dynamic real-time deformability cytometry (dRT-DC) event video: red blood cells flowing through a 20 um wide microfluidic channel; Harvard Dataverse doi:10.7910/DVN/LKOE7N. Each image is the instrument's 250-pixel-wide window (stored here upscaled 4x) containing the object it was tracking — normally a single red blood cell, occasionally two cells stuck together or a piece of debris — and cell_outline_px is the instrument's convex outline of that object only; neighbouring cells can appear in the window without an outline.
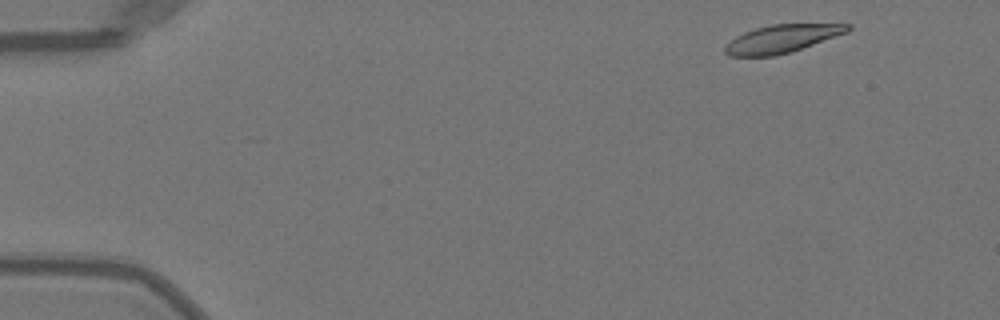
{"species": "Egyptian fruit bat (a non-hibernating species)", "species_latin": "Rousettus aegyptiacus", "temperature_condition": "warm", "stored_images_in_passage": 48, "camera_frame_rate_fps": 3000, "um_per_image_px": 0.085, "animal": {"sex": "female"}, "frame": {"image": 1, "passage_image": 2, "time_ms": 0.333, "image_size_px": [1000, 320], "cell_outline_px": [[852, 28], [848, 32], [776, 56], [728, 56], [724, 52], [724, 48], [736, 36], [744, 32], [756, 28], [772, 24], [852, 24]], "centroid_in_image_um": [66.45, 3.29], "position_along_channel_um": 18.5, "area_um2": 19.65}}
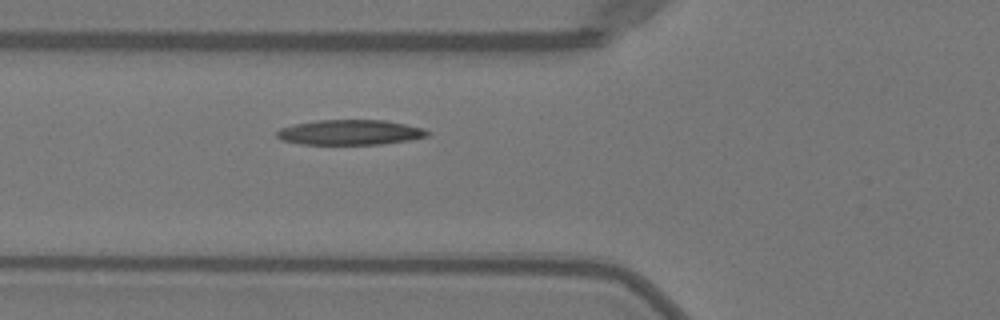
{"frame": {"image": 2, "passage_image": 16, "time_ms": 5.0, "image_size_px": [1000, 320], "cell_outline_px": [[432, 132], [428, 136], [408, 140], [380, 144], [300, 144], [280, 140], [276, 136], [276, 132], [280, 128], [296, 124], [316, 120], [384, 120], [424, 128]], "centroid_in_image_um": [29.75, 11.25], "position_along_channel_um": 96.1, "area_um2": 22.02}}
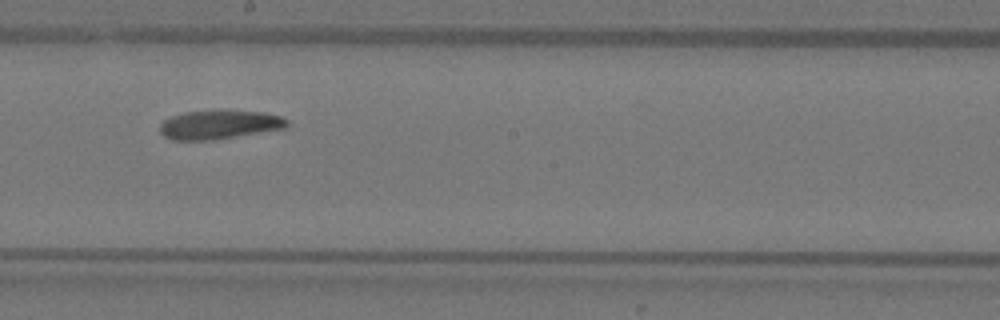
{"frame": {"image": 3, "passage_image": 26, "time_ms": 8.333, "image_size_px": [1000, 320], "cell_outline_px": [[288, 128], [212, 140], [172, 140], [164, 136], [160, 132], [160, 124], [164, 120], [172, 116], [184, 112], [264, 112], [280, 116], [288, 120]], "centroid_in_image_um": [18.65, 10.62], "position_along_channel_um": 229.6, "area_um2": 20.92}, "authors_computed_cell_mechanics": {"area_um2": 21.5016, "velocity_mm_per_s": 3.9894, "shape_relaxation_time_tau1_ms": 5.0087, "shape_relaxation_time_tau2_ms": null, "deformation_change_tau1": 0.169, "deformation_change_tau2": null}}